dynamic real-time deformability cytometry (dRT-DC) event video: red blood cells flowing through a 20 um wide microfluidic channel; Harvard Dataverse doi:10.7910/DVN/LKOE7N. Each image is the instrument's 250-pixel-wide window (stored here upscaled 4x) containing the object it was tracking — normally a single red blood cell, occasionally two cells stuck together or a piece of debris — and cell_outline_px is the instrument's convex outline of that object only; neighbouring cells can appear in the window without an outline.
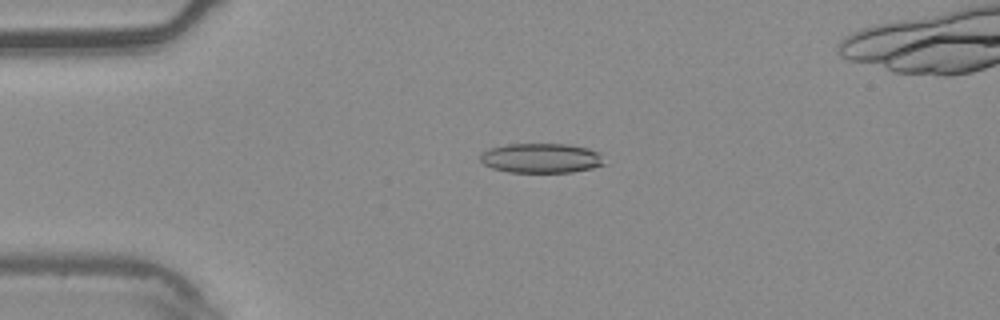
{"species": "common noctule bat (a hibernating species)", "species_latin": "Nyctalus noctula", "temperature_condition": "warm", "stored_images_in_passage": 6, "camera_frame_rate_fps": 3000, "um_per_image_px": 0.085, "animal": {"sex": "male", "body_mass_g": 20.4}, "frame": {"image": 1, "passage_image": 4, "time_ms": 1.0, "image_size_px": [1000, 320], "cell_outline_px": [[604, 164], [592, 168], [572, 172], [508, 172], [492, 168], [484, 164], [480, 160], [480, 152], [488, 148], [508, 144], [568, 144], [588, 148], [600, 152]], "centroid_in_image_um": [45.97, 13.43], "position_along_channel_um": 39.0, "area_um2": 21.56}}